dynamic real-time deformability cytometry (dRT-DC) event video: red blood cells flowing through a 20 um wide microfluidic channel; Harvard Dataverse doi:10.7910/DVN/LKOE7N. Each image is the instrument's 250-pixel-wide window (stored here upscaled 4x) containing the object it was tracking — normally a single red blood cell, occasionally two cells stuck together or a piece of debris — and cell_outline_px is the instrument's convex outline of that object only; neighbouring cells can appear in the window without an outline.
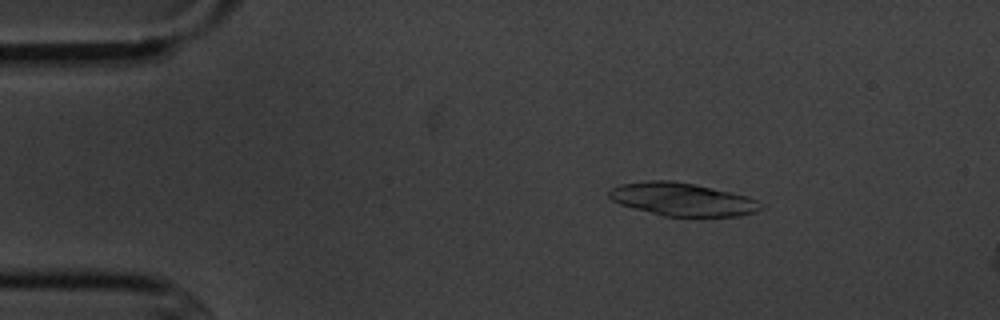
{"species": "common noctule bat (a hibernating species)", "species_latin": "Nyctalus noctula", "temperature_condition": "cold", "stored_images_in_passage": 4, "camera_frame_rate_fps": 3000, "um_per_image_px": 0.085, "animal": {"sex": "male", "body_mass_g": 20.1, "forearm_length_mm": 53.5}, "frame": {"image": 1, "passage_image": 2, "time_ms": 1.0, "image_size_px": [1000, 320], "cell_outline_px": [[760, 208], [756, 212], [740, 216], [664, 216], [632, 208], [620, 204], [612, 200], [608, 196], [608, 192], [612, 188], [620, 184], [648, 180], [672, 180], [696, 184], [732, 192], [748, 196], [756, 200]], "centroid_in_image_um": [57.96, 16.93], "position_along_channel_um": 27.0, "area_um2": 29.19}}